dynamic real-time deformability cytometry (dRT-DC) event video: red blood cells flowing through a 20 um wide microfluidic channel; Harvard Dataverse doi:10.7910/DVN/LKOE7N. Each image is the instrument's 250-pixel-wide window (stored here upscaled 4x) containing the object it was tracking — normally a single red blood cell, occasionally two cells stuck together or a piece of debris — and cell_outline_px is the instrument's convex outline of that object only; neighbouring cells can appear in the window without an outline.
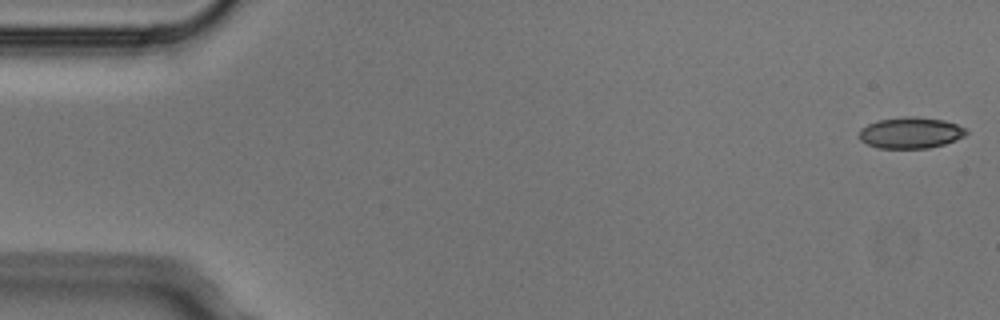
{"species": "Egyptian fruit bat (a non-hibernating species)", "species_latin": "Rousettus aegyptiacus", "temperature_condition": "cold", "stored_images_in_passage": 6, "segment_of_instrument_passage": [1, 2], "camera_frame_rate_fps": 3000, "um_per_image_px": 0.085, "animal": {"sex": "male"}, "frame": {"image": 1, "passage_image": 1, "time_ms": 0.0, "image_size_px": [1000, 320], "cell_outline_px": [[968, 132], [964, 136], [956, 140], [944, 144], [928, 148], [876, 148], [860, 140], [860, 128], [868, 124], [880, 120], [904, 116], [916, 116], [944, 120], [968, 128]], "centroid_in_image_um": [77.43, 11.28], "position_along_channel_um": 7.6, "area_um2": 19.54}}